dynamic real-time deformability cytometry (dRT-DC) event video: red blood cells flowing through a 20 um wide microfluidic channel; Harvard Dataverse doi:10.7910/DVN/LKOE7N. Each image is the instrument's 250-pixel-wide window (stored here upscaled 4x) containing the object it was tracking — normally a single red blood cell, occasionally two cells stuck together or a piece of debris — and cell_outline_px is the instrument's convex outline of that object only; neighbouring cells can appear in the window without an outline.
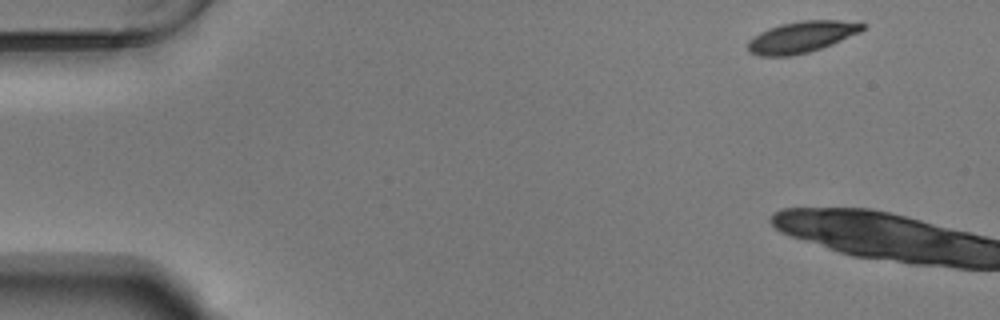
{"species": "Egyptian fruit bat (a non-hibernating species)", "species_latin": "Rousettus aegyptiacus", "temperature_condition": "warm", "stored_images_in_passage": 4, "camera_frame_rate_fps": 3000, "um_per_image_px": 0.085, "animal": {"sex": "male"}, "frame": {"image": 1, "passage_image": 1, "time_ms": 0.0, "image_size_px": [1000, 320], "cell_outline_px": [[864, 28], [860, 32], [832, 44], [808, 52], [788, 56], [760, 56], [748, 52], [748, 40], [760, 32], [768, 28], [780, 24], [800, 20], [840, 20], [864, 24]], "centroid_in_image_um": [68.09, 3.14], "position_along_channel_um": 16.9, "area_um2": 20.81}}